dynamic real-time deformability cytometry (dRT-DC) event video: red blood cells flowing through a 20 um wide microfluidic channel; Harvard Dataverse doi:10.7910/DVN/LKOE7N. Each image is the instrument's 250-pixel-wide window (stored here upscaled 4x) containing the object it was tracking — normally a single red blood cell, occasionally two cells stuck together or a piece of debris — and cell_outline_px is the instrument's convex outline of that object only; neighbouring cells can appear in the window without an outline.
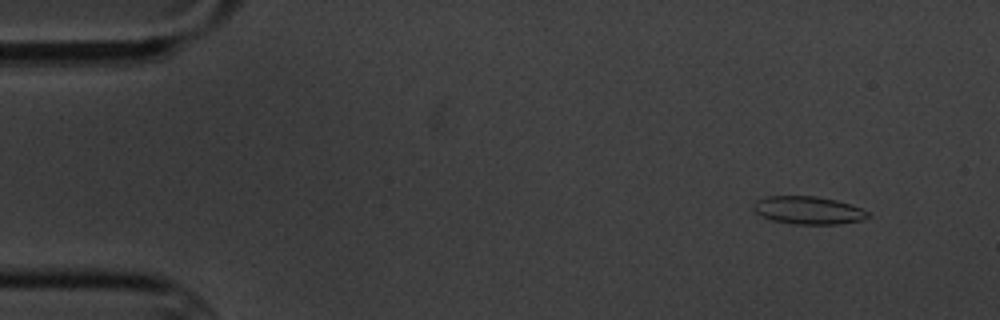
{"species": "common noctule bat (a hibernating species)", "species_latin": "Nyctalus noctula", "temperature_condition": "cold", "stored_images_in_passage": 15, "camera_frame_rate_fps": 3000, "um_per_image_px": 0.085, "animal": {"sex": "male", "body_mass_g": 20.1, "forearm_length_mm": 53.5}, "frame": {"image": 1, "passage_image": 2, "time_ms": 1.333, "image_size_px": [1000, 320], "cell_outline_px": [[872, 216], [860, 220], [840, 224], [792, 224], [772, 220], [756, 212], [752, 208], [756, 200], [764, 196], [816, 196], [836, 200], [860, 208], [868, 212]], "centroid_in_image_um": [68.69, 17.87], "position_along_channel_um": 16.3, "area_um2": 18.5}}
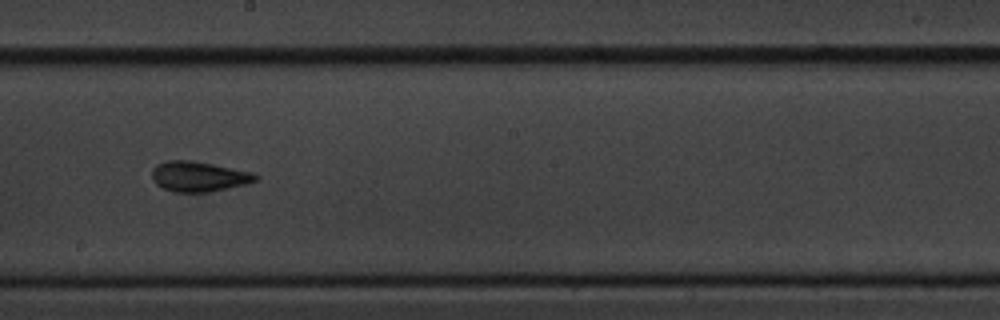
{"frame": {"image": 2, "passage_image": 9, "time_ms": 10.333, "image_size_px": [1000, 320], "cell_outline_px": [[260, 176], [256, 180], [244, 184], [228, 188], [204, 192], [172, 192], [156, 184], [152, 180], [152, 168], [156, 164], [164, 160], [188, 160], [212, 164], [256, 172]], "centroid_in_image_um": [16.88, 14.99], "position_along_channel_um": 231.3, "area_um2": 18.32}}
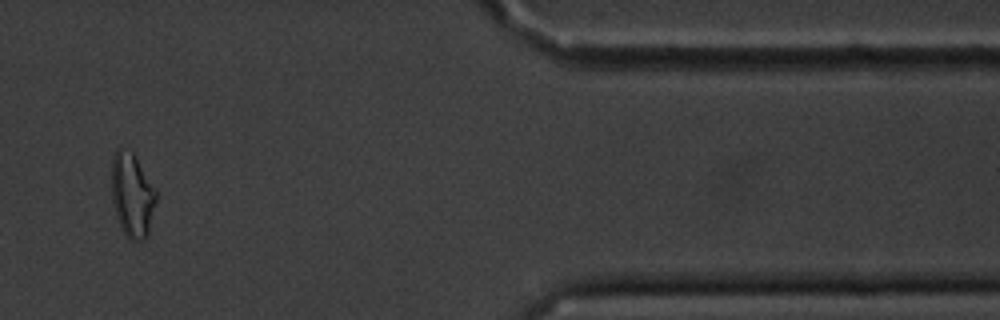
{"frame": {"image": 3, "passage_image": 14, "time_ms": 16.333, "image_size_px": [1000, 320], "cell_outline_px": [[156, 200], [148, 236], [144, 240], [132, 240], [124, 232], [116, 216], [112, 200], [112, 160], [116, 148], [120, 144], [132, 152], [156, 188]], "centroid_in_image_um": [11.24, 16.54], "position_along_channel_um": 400.2, "area_um2": 21.91}, "authors_computed_cell_mechanics": {"area_um2": 18.3226, "velocity_mm_per_s": 3.443, "shape_relaxation_time_tau1_ms": 7.3618, "shape_relaxation_time_tau2_ms": 1.9845, "deformation_change_tau1": 0.134, "deformation_change_tau2": 0.0598}}